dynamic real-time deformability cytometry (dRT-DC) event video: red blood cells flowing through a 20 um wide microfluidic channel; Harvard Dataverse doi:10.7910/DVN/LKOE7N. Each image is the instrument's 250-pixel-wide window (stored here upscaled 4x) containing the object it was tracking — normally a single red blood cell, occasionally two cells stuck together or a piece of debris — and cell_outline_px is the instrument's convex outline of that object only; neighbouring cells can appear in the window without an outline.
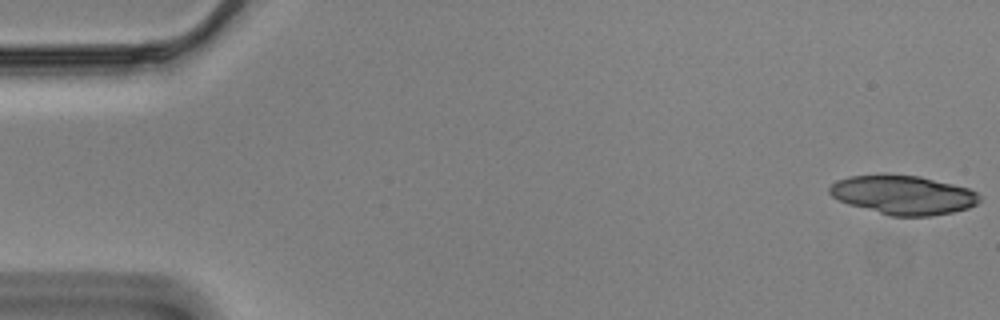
{"species": "Egyptian fruit bat (a non-hibernating species)", "species_latin": "Rousettus aegyptiacus", "temperature_condition": "cold", "stored_images_in_passage": 32, "segment_of_instrument_passage": [1, 2], "camera_frame_rate_fps": 3000, "um_per_image_px": 0.085, "animal": {"sex": "male"}, "frame": {"image": 1, "passage_image": 1, "time_ms": 0.0, "image_size_px": [1000, 320], "cell_outline_px": [[980, 200], [976, 204], [968, 208], [952, 212], [928, 216], [892, 216], [848, 204], [832, 196], [828, 192], [828, 188], [836, 180], [848, 176], [884, 172], [920, 176], [968, 188], [976, 192], [980, 196]], "centroid_in_image_um": [76.72, 16.53], "position_along_channel_um": 8.3, "area_um2": 34.51}}